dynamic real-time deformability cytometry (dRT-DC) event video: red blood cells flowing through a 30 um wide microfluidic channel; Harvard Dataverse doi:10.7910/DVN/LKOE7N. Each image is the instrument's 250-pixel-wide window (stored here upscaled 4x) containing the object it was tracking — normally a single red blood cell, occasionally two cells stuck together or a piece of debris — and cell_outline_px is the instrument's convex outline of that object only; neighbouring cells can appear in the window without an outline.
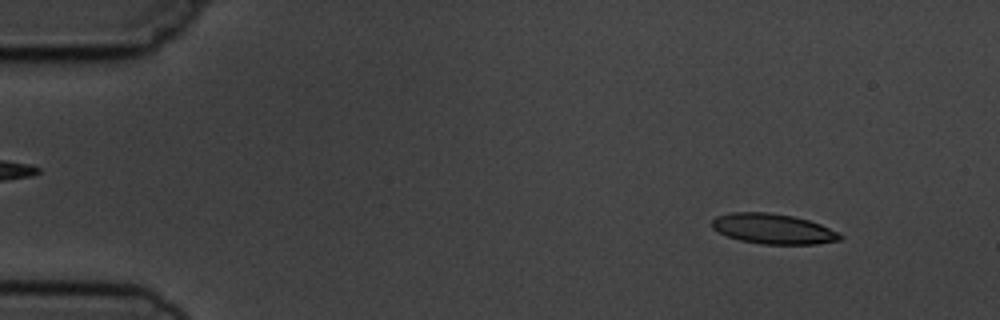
{"species": "common noctule bat (a hibernating species)", "species_latin": "Nyctalus noctula", "temperature_condition": "cold", "stored_images_in_passage": 6, "camera_frame_rate_fps": 3000, "um_per_image_px": 0.085, "animal": {"sex": "male", "body_mass_g": 19.5, "forearm_length_mm": 54.6}, "frame": {"image": 1, "passage_image": 2, "time_ms": 1.0, "image_size_px": [1000, 320], "cell_outline_px": [[844, 236], [840, 240], [816, 244], [760, 244], [740, 240], [728, 236], [712, 228], [712, 220], [716, 216], [732, 212], [768, 212], [792, 216], [808, 220], [820, 224], [840, 232]], "centroid_in_image_um": [65.74, 19.45], "position_along_channel_um": 19.3, "area_um2": 22.54}}
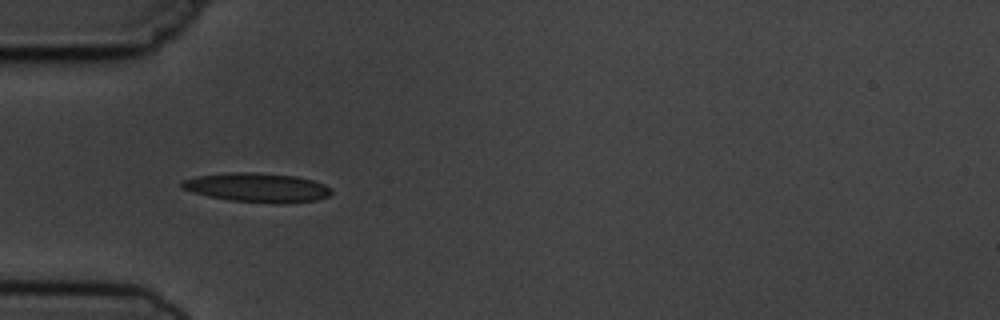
{"frame": {"image": 2, "passage_image": 5, "time_ms": 4.667, "image_size_px": [1000, 320], "cell_outline_px": [[332, 192], [328, 196], [316, 200], [280, 204], [272, 204], [228, 200], [208, 196], [192, 192], [184, 188], [180, 184], [184, 180], [196, 176], [232, 172], [256, 172], [296, 176], [312, 180], [324, 184], [332, 188]], "centroid_in_image_um": [21.89, 15.95], "position_along_channel_um": 63.1, "area_um2": 25.55}}
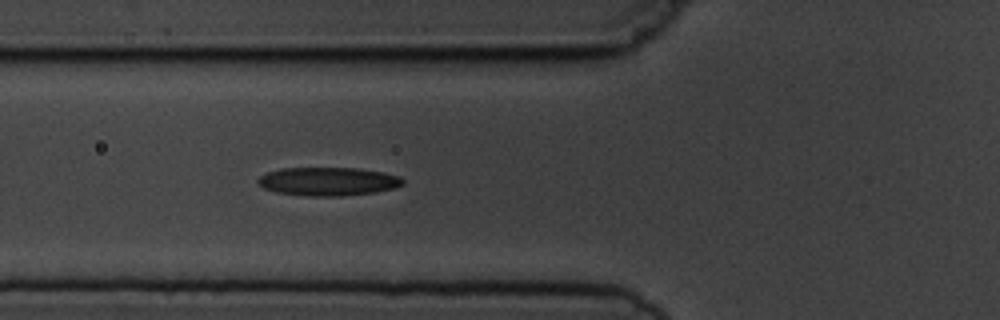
{"frame": {"image": 3, "passage_image": 6, "time_ms": 5.667, "image_size_px": [1000, 320], "cell_outline_px": [[404, 184], [396, 188], [376, 192], [340, 196], [308, 196], [276, 192], [264, 188], [256, 180], [260, 176], [268, 172], [280, 168], [356, 168], [384, 172], [400, 176], [404, 180]], "centroid_in_image_um": [27.92, 15.42], "position_along_channel_um": 97.9, "area_um2": 24.1}}